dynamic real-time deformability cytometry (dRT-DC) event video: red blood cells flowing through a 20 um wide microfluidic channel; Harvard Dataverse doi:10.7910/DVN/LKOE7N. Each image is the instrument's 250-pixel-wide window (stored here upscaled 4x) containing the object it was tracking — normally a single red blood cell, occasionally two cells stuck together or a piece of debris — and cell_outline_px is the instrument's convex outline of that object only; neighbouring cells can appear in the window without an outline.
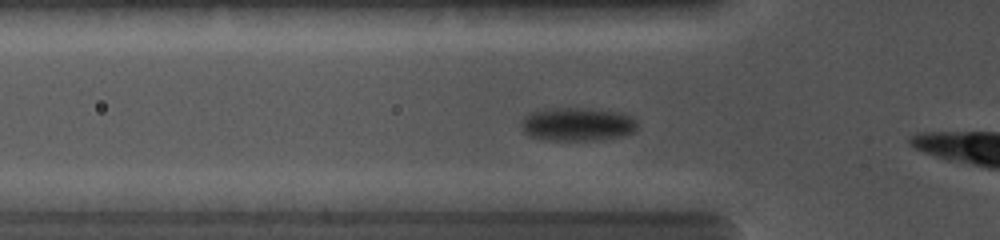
{"species": "common noctule bat (a hibernating species)", "species_latin": "Nyctalus noctula", "temperature_condition": "cold", "stored_images_in_passage": 20, "camera_frame_rate_fps": 5000, "um_per_image_px": 0.085, "animal": {"sex": "female", "body_mass_g": 19.0, "forearm_length_mm": 56.7}, "frame": {"image": 1, "passage_image": 6, "time_ms": 1.6, "image_size_px": [1000, 240], "cell_outline_px": [[636, 132], [620, 136], [596, 140], [548, 140], [528, 136], [524, 132], [520, 124], [524, 116], [528, 112], [544, 108], [592, 108], [620, 112], [636, 120]], "centroid_in_image_um": [49.03, 10.55], "position_along_channel_um": 76.8, "area_um2": 22.89}}